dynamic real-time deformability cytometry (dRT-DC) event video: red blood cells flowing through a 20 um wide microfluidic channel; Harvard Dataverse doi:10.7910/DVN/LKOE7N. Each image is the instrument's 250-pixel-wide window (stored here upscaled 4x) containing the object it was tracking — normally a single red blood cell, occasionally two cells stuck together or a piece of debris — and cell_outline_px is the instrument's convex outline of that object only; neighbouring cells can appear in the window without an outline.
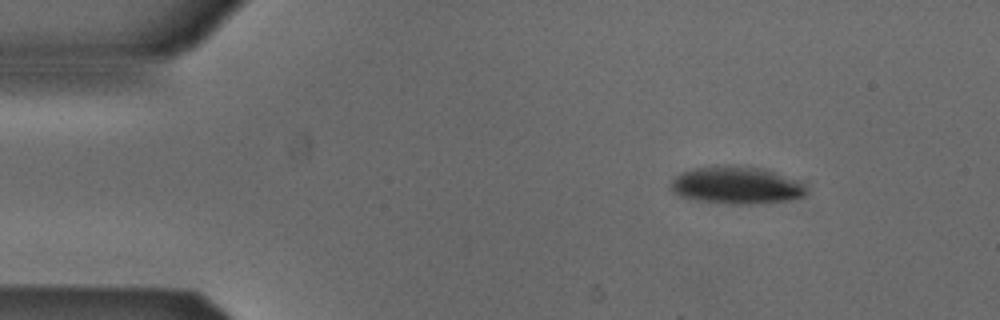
{"species": "Egyptian fruit bat (a non-hibernating species)", "species_latin": "Rousettus aegyptiacus", "temperature_condition": "cold", "stored_images_in_passage": 3, "camera_frame_rate_fps": 3000, "um_per_image_px": 0.085, "animal": {"sex": "male"}, "frame": {"image": 1, "passage_image": 1, "time_ms": 0.0, "image_size_px": [1000, 320], "cell_outline_px": [[804, 196], [792, 200], [760, 204], [732, 204], [692, 200], [680, 196], [672, 192], [668, 188], [672, 180], [680, 172], [696, 168], [716, 164], [728, 164], [764, 168], [796, 180], [804, 184]], "centroid_in_image_um": [62.54, 15.74], "position_along_channel_um": 22.5, "area_um2": 30.11}}